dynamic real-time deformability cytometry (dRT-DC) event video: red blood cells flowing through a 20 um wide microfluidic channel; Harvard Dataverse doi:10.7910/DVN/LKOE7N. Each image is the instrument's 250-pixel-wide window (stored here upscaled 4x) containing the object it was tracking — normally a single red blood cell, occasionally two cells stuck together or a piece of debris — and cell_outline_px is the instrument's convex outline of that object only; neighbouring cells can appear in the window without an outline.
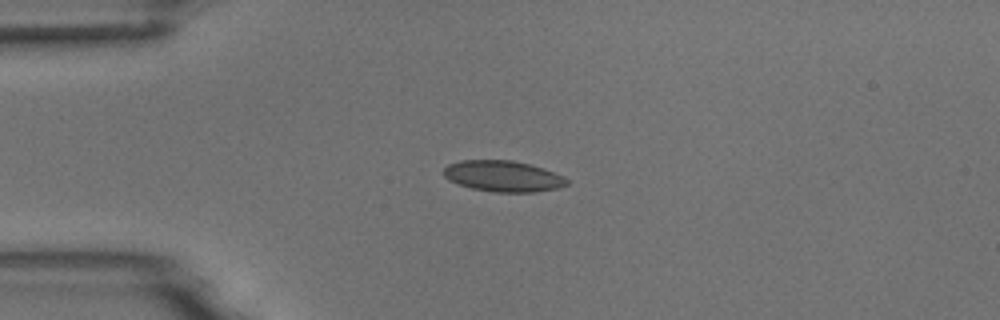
{"species": "common noctule bat (a hibernating species)", "species_latin": "Nyctalus noctula", "temperature_condition": "room temperature", "stored_images_in_passage": 6, "camera_frame_rate_fps": 3000, "um_per_image_px": 0.085, "animal": {"sex": "male", "body_mass_g": 18.8}, "frame": {"image": 1, "passage_image": 3, "time_ms": 2.333, "image_size_px": [1000, 320], "cell_outline_px": [[568, 184], [556, 188], [536, 192], [492, 192], [472, 188], [448, 180], [444, 176], [444, 168], [448, 164], [460, 160], [512, 160], [528, 164], [564, 176], [568, 180]], "centroid_in_image_um": [42.73, 14.97], "position_along_channel_um": 42.3, "area_um2": 22.08}}